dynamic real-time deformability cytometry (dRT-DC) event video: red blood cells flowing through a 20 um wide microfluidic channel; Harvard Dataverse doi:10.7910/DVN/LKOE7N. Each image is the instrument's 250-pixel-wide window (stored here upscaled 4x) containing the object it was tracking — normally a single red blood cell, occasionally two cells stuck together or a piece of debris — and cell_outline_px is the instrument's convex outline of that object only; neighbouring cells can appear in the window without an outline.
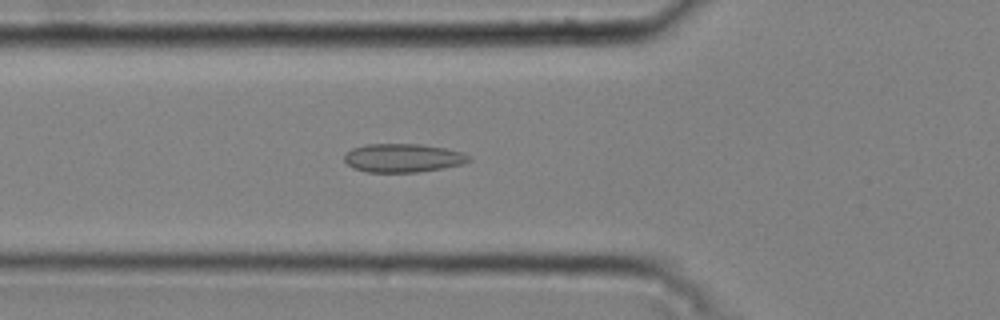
{"species": "common noctule bat (a hibernating species)", "species_latin": "Nyctalus noctula", "temperature_condition": "cold", "stored_images_in_passage": 50, "camera_frame_rate_fps": 3000, "um_per_image_px": 0.085, "animal": {"sex": "male", "body_mass_g": 20.4}, "frame": {"image": 1, "passage_image": 18, "time_ms": 5.667, "image_size_px": [1000, 320], "cell_outline_px": [[472, 160], [460, 164], [444, 168], [416, 172], [364, 172], [352, 168], [344, 160], [344, 156], [352, 148], [364, 144], [420, 144], [444, 148], [460, 152], [468, 156]], "centroid_in_image_um": [34.2, 13.43], "position_along_channel_um": 91.6, "area_um2": 20.63}}
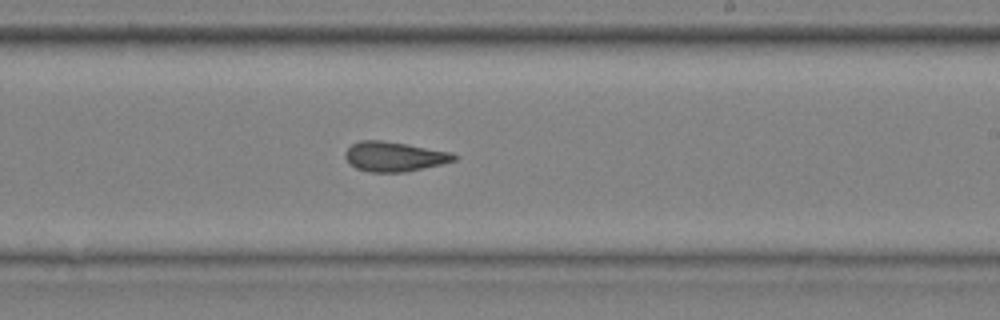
{"frame": {"image": 2, "passage_image": 31, "time_ms": 10.0, "image_size_px": [1000, 320], "cell_outline_px": [[460, 156], [456, 160], [440, 164], [404, 172], [368, 172], [356, 168], [348, 164], [344, 156], [344, 152], [352, 144], [360, 140], [380, 140], [408, 144], [452, 152]], "centroid_in_image_um": [33.49, 13.3], "position_along_channel_um": 255.5, "area_um2": 19.02}}
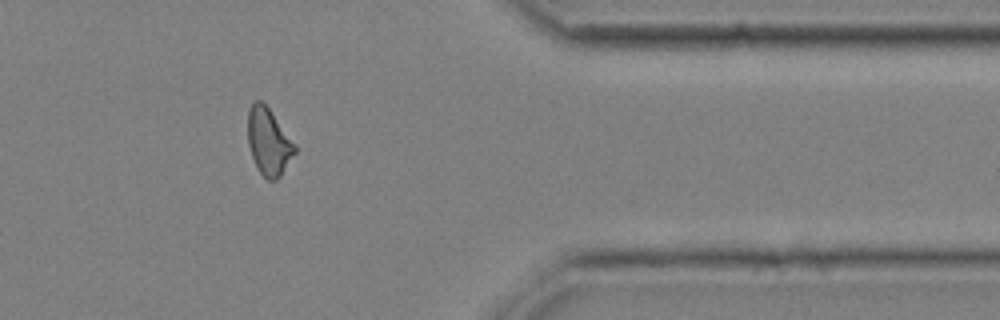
{"frame": {"image": 3, "passage_image": 43, "time_ms": 14.0, "image_size_px": [1000, 320], "cell_outline_px": [[296, 152], [280, 176], [276, 180], [268, 180], [260, 172], [252, 156], [248, 144], [248, 112], [252, 104], [256, 100], [260, 100], [268, 108], [296, 144]], "centroid_in_image_um": [22.84, 12.05], "position_along_channel_um": 388.6, "area_um2": 18.03}, "authors_computed_cell_mechanics": {"area_um2": 19.0162, "velocity_mm_per_s": 3.7801, "shape_relaxation_time_tau1_ms": null, "shape_relaxation_time_tau2_ms": 3.5179, "deformation_change_tau1": null, "deformation_change_tau2": 0.0835}}